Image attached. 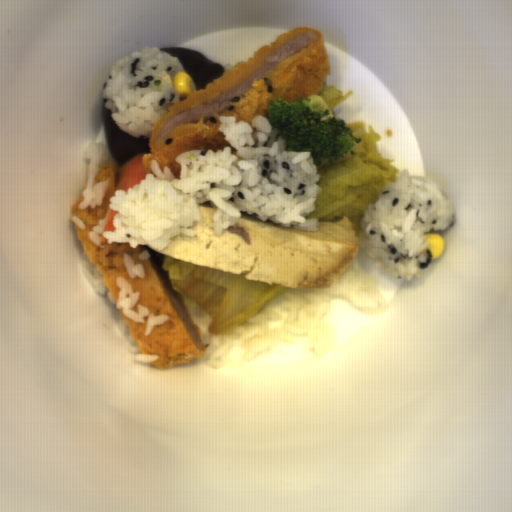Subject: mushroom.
<instances>
[{"mask_svg":"<svg viewBox=\"0 0 512 512\" xmlns=\"http://www.w3.org/2000/svg\"><path fill=\"white\" fill-rule=\"evenodd\" d=\"M159 50L178 57L183 69L192 77L196 86L195 90L204 88L226 72L221 65L200 50L180 47Z\"/></svg>","mask_w":512,"mask_h":512,"instance_id":"81393ffc","label":"mushroom"},{"mask_svg":"<svg viewBox=\"0 0 512 512\" xmlns=\"http://www.w3.org/2000/svg\"><path fill=\"white\" fill-rule=\"evenodd\" d=\"M101 115L108 154L112 162L117 165L118 171L132 157L138 154H143L142 157L149 154V137H135L119 128L114 122L110 110H106L103 99Z\"/></svg>","mask_w":512,"mask_h":512,"instance_id":"983e1aa8","label":"mushroom"}]
</instances>
